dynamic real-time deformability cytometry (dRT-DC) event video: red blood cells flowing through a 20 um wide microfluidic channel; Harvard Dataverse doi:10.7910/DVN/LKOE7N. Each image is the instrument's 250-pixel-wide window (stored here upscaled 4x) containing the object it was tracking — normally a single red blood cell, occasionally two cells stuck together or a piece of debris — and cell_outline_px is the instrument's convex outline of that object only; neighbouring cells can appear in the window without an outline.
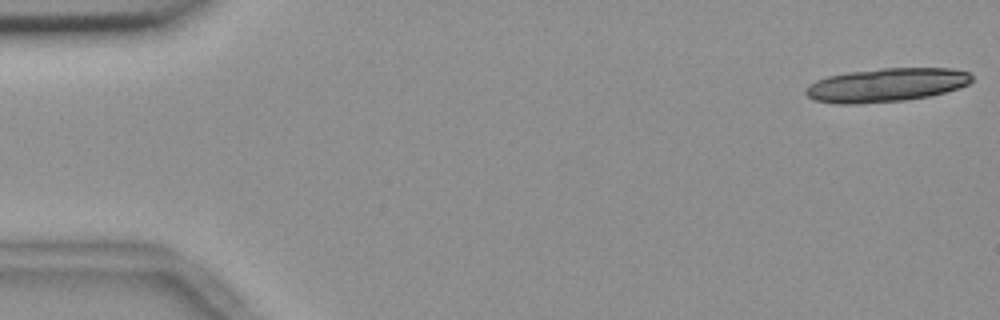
{"species": "common noctule bat (a hibernating species)", "species_latin": "Nyctalus noctula", "temperature_condition": "room temperature", "stored_images_in_passage": 13, "camera_frame_rate_fps": 3000, "um_per_image_px": 0.085, "animal": {"sex": "female", "body_mass_g": 18.4}, "frame": {"image": 1, "passage_image": 1, "time_ms": 0.0, "image_size_px": [1000, 320], "cell_outline_px": [[972, 80], [968, 84], [960, 88], [928, 96], [904, 100], [856, 104], [836, 104], [816, 100], [808, 96], [804, 92], [808, 84], [816, 80], [828, 76], [848, 72], [880, 68], [952, 68], [968, 72], [972, 76]], "centroid_in_image_um": [75.32, 7.22], "position_along_channel_um": 9.7, "area_um2": 32.6}}